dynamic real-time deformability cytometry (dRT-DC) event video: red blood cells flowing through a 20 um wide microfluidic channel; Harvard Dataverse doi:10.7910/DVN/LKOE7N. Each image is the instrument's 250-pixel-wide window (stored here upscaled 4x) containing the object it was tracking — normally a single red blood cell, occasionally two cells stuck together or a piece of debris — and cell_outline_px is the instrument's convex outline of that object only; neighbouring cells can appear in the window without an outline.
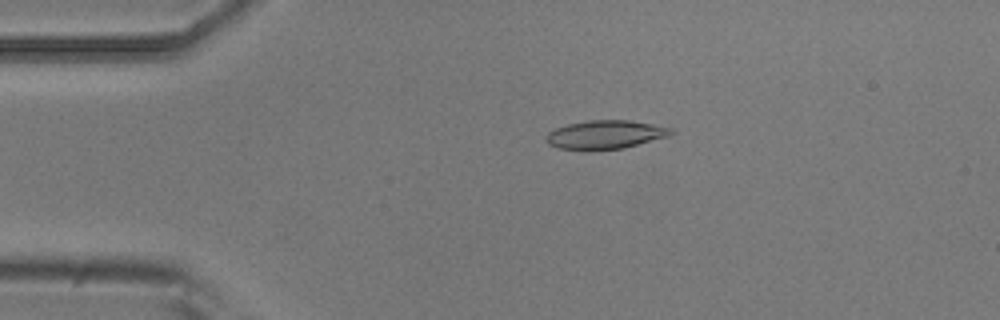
{"species": "common noctule bat (a hibernating species)", "species_latin": "Nyctalus noctula", "temperature_condition": "room temperature", "stored_images_in_passage": 3, "camera_frame_rate_fps": 3000, "um_per_image_px": 0.085, "animal": {"sex": "male", "body_mass_g": 20.5, "forearm_length_mm": 52.5}, "frame": {"image": 1, "passage_image": 2, "time_ms": 0.333, "image_size_px": [1000, 320], "cell_outline_px": [[676, 132], [668, 136], [624, 148], [588, 152], [556, 148], [548, 144], [544, 140], [544, 136], [548, 132], [556, 128], [568, 124], [588, 120], [628, 120], [652, 124], [672, 128]], "centroid_in_image_um": [51.39, 11.47], "position_along_channel_um": 33.6, "area_um2": 21.39}}